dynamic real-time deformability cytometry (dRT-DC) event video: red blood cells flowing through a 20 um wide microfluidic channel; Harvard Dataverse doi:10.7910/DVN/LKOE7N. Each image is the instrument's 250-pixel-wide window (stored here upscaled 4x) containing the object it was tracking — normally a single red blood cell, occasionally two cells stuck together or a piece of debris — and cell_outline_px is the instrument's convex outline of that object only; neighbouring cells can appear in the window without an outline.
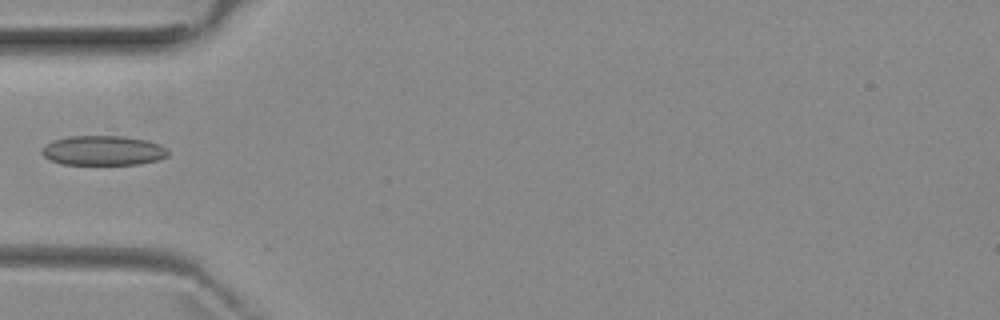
{"species": "common noctule bat (a hibernating species)", "species_latin": "Nyctalus noctula", "temperature_condition": "room temperature", "stored_images_in_passage": 5, "camera_frame_rate_fps": 3000, "um_per_image_px": 0.085, "animal": {"sex": "female", "body_mass_g": 29.2, "forearm_length_mm": 56.3}, "frame": {"image": 1, "passage_image": 5, "time_ms": 5.333, "image_size_px": [1000, 320], "cell_outline_px": [[168, 156], [156, 160], [140, 164], [64, 164], [52, 160], [44, 156], [40, 152], [40, 148], [52, 140], [68, 136], [124, 136], [148, 140], [160, 144], [168, 148]], "centroid_in_image_um": [8.77, 12.78], "position_along_channel_um": 76.2, "area_um2": 21.96}}